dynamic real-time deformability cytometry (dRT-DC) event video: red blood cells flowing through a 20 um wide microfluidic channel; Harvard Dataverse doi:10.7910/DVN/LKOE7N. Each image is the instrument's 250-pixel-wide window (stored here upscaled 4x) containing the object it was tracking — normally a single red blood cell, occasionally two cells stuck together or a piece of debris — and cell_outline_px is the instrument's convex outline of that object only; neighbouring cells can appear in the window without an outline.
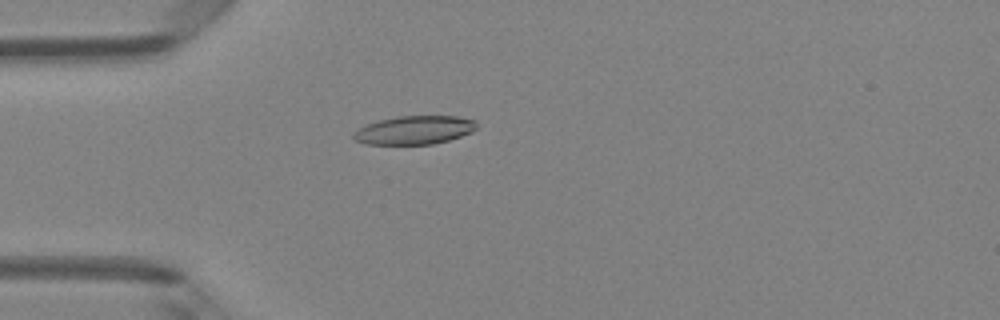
{"species": "Egyptian fruit bat (a non-hibernating species)", "species_latin": "Rousettus aegyptiacus", "temperature_condition": "room temperature", "stored_images_in_passage": 50, "camera_frame_rate_fps": 3000, "um_per_image_px": 0.085, "animal": {"sex": "female"}, "frame": {"image": 1, "passage_image": 14, "time_ms": 4.333, "image_size_px": [1000, 320], "cell_outline_px": [[476, 128], [472, 132], [448, 140], [432, 144], [364, 144], [356, 140], [352, 136], [360, 128], [368, 124], [380, 120], [396, 116], [456, 116], [476, 120]], "centroid_in_image_um": [35.25, 11.05], "position_along_channel_um": 49.8, "area_um2": 20.23}}
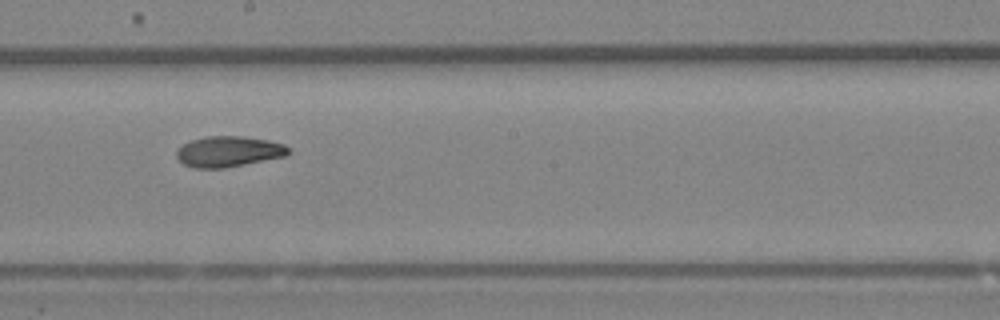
{"frame": {"image": 2, "passage_image": 28, "time_ms": 9.0, "image_size_px": [1000, 320], "cell_outline_px": [[292, 152], [288, 156], [224, 168], [196, 168], [184, 164], [176, 156], [176, 152], [184, 144], [192, 140], [208, 136], [244, 136], [268, 140], [284, 144], [292, 148]], "centroid_in_image_um": [19.52, 12.88], "position_along_channel_um": 228.7, "area_um2": 20.11}}
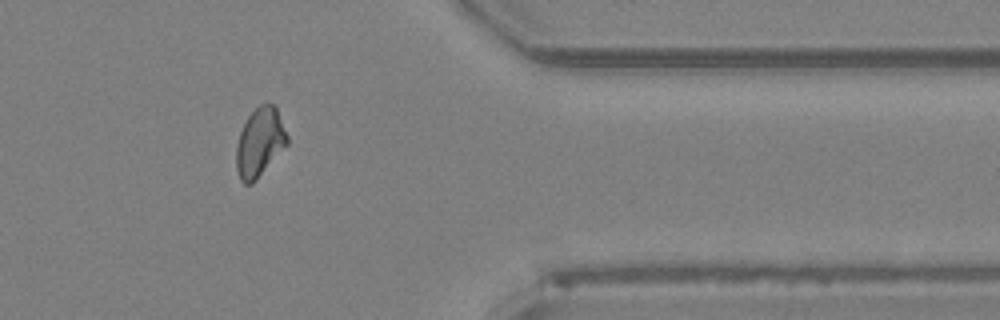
{"frame": {"image": 3, "passage_image": 41, "time_ms": 13.333, "image_size_px": [1000, 320], "cell_outline_px": [[288, 144], [256, 180], [252, 184], [244, 184], [240, 180], [236, 168], [236, 148], [240, 132], [248, 116], [260, 104], [276, 104], [288, 136]], "centroid_in_image_um": [22.09, 12.1], "position_along_channel_um": 389.3, "area_um2": 20.46}, "authors_computed_cell_mechanics": {"area_um2": 20.2878, "velocity_mm_per_s": 4.1039, "shape_relaxation_time_tau1_ms": null, "shape_relaxation_time_tau2_ms": 3.6197, "deformation_change_tau1": null, "deformation_change_tau2": 0.0956}}